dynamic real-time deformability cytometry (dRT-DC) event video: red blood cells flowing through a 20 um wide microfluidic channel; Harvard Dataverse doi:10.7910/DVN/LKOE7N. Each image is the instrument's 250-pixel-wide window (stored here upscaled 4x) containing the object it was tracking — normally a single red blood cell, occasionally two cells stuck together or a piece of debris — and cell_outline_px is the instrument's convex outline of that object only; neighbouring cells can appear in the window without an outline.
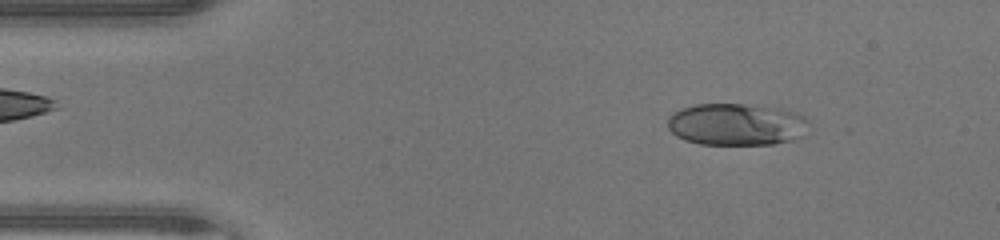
{"species": "human", "species_latin": "Homo sapiens", "temperature_condition": "warm", "stored_images_in_passage": 45, "camera_frame_rate_fps": 3000, "um_per_image_px": 0.085, "donor": {"sex": "male"}, "frame": {"image": 1, "passage_image": 5, "time_ms": 1.333, "image_size_px": [1000, 240], "cell_outline_px": [[808, 120], [800, 136], [796, 140], [772, 144], [700, 144], [684, 140], [676, 136], [668, 128], [668, 116], [672, 112], [680, 108], [696, 104], [744, 104], [776, 108], [792, 112], [804, 116]], "centroid_in_image_um": [62.52, 10.57], "position_along_channel_um": 22.5, "area_um2": 34.45}}
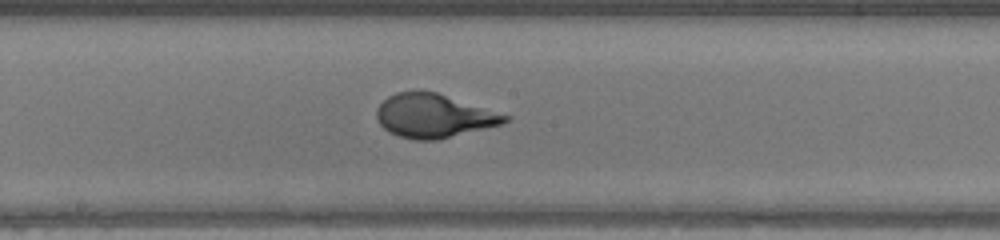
{"frame": {"image": 2, "passage_image": 23, "time_ms": 7.333, "image_size_px": [1000, 240], "cell_outline_px": [[512, 116], [504, 124], [440, 140], [416, 140], [400, 136], [388, 132], [380, 124], [376, 116], [376, 108], [388, 96], [396, 92], [416, 88], [420, 88], [436, 92]], "centroid_in_image_um": [36.87, 9.83], "position_along_channel_um": 211.3, "area_um2": 33.35}}
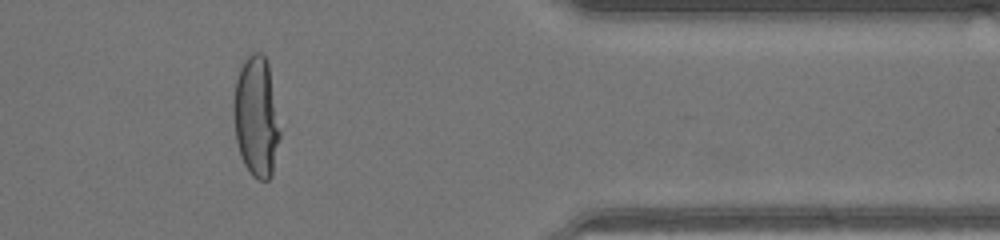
{"frame": {"image": 3, "passage_image": 37, "time_ms": 12.0, "image_size_px": [1000, 240], "cell_outline_px": [[280, 136], [272, 176], [268, 180], [260, 180], [252, 176], [244, 164], [240, 156], [236, 140], [232, 112], [232, 100], [236, 80], [240, 68], [244, 60], [252, 52], [260, 52], [264, 56], [268, 64], [280, 132]], "centroid_in_image_um": [21.75, 9.95], "position_along_channel_um": 389.6, "area_um2": 32.6}, "authors_computed_cell_mechanics": {"area_um2": 33.0038, "velocity_mm_per_s": 4.3689, "shape_relaxation_time_tau1_ms": 5.8306, "shape_relaxation_time_tau2_ms": null, "deformation_change_tau1": 0.3131, "deformation_change_tau2": null}}